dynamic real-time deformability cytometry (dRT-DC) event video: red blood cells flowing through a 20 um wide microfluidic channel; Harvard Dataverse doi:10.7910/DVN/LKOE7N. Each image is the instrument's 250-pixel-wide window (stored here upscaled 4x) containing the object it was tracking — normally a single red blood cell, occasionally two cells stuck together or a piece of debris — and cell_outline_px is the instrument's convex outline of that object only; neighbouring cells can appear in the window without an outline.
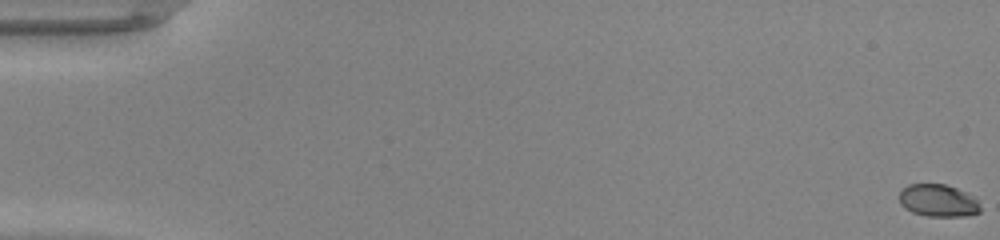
{"species": "common noctule bat (a hibernating species)", "species_latin": "Nyctalus noctula", "temperature_condition": "warm", "stored_images_in_passage": 50, "camera_frame_rate_fps": 3000, "um_per_image_px": 0.085, "animal": {"sex": "male", "body_mass_g": 20.0, "forearm_length_mm": 53.3}, "frame": {"image": 1, "passage_image": 1, "time_ms": 0.0, "image_size_px": [1000, 240], "cell_outline_px": [[980, 212], [968, 216], [928, 216], [912, 212], [904, 208], [900, 204], [900, 192], [908, 184], [944, 184], [956, 188], [976, 196], [980, 208]], "centroid_in_image_um": [79.77, 17.05], "position_along_channel_um": 5.2, "area_um2": 15.37}}
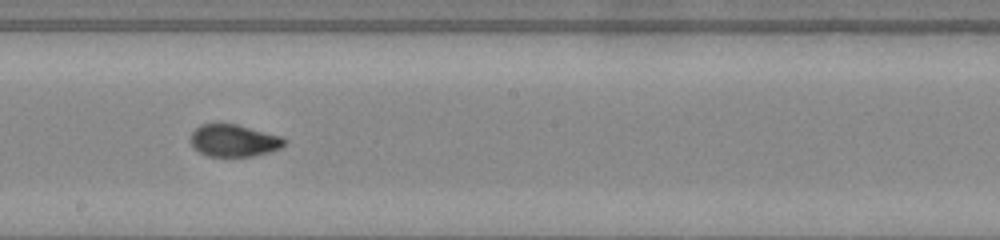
{"frame": {"image": 2, "passage_image": 29, "time_ms": 9.333, "image_size_px": [1000, 240], "cell_outline_px": [[288, 140], [280, 148], [268, 152], [252, 156], [208, 156], [200, 152], [192, 144], [192, 132], [200, 124], [236, 124], [280, 136]], "centroid_in_image_um": [19.89, 11.95], "position_along_channel_um": 228.3, "area_um2": 17.22}}
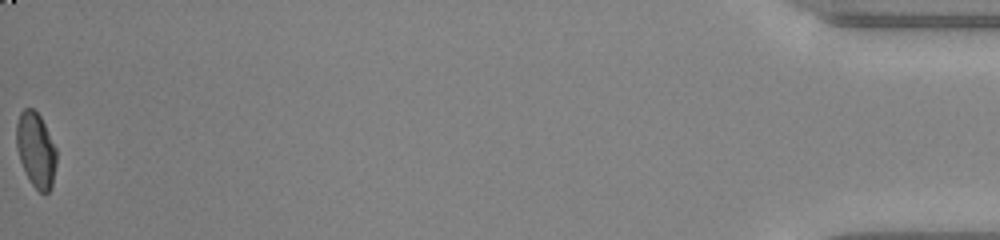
{"frame": {"image": 3, "passage_image": 50, "time_ms": 16.333, "image_size_px": [1000, 240], "cell_outline_px": [[56, 164], [52, 184], [48, 192], [44, 196], [32, 184], [20, 160], [16, 144], [16, 124], [20, 112], [24, 108], [32, 108], [40, 116], [56, 148]], "centroid_in_image_um": [3.05, 12.73], "position_along_channel_um": 432.1, "area_um2": 17.28}, "authors_computed_cell_mechanics": {"area_um2": 17.5423, "velocity_mm_per_s": 4.2944, "shape_relaxation_time_tau1_ms": 3.3471, "shape_relaxation_time_tau2_ms": 0.6817, "deformation_change_tau1": 0.1952, "deformation_change_tau2": 0.0425}}